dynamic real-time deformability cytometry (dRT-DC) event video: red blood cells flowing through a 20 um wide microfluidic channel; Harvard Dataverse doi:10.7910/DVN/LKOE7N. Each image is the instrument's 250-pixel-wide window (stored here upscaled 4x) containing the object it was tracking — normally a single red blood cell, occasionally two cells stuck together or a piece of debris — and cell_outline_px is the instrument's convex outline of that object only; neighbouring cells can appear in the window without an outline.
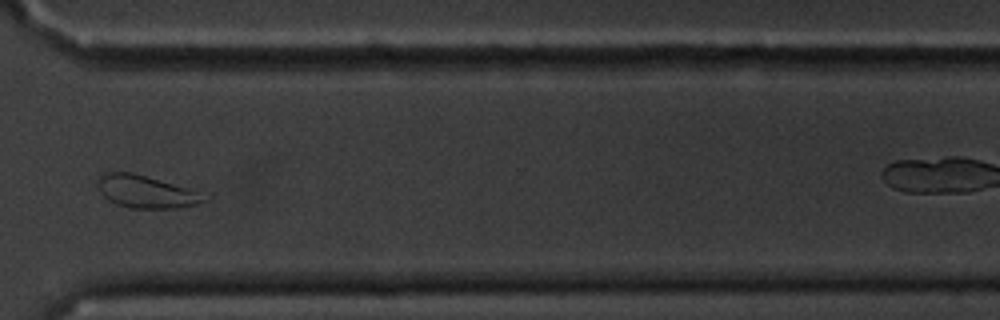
{"species": "common noctule bat (a hibernating species)", "species_latin": "Nyctalus noctula", "temperature_condition": "cold", "stored_images_in_passage": 15, "camera_frame_rate_fps": 3000, "um_per_image_px": 0.085, "animal": {"sex": "male", "body_mass_g": 20.1, "forearm_length_mm": 53.5}, "frame": {"image": 1, "passage_image": 11, "time_ms": 11.667, "image_size_px": [1000, 320], "cell_outline_px": [[212, 196], [208, 200], [196, 204], [176, 208], [128, 208], [116, 204], [108, 200], [100, 192], [96, 180], [100, 172], [132, 172], [188, 188]], "centroid_in_image_um": [12.4, 16.29], "position_along_channel_um": 358.2, "area_um2": 20.4}, "authors_computed_cell_mechanics": {"area_um2": 20.0566, "velocity_mm_per_s": 3.4281, "shape_relaxation_time_tau1_ms": 3.4739, "shape_relaxation_time_tau2_ms": 1.8553, "deformation_change_tau1": 0.1078, "deformation_change_tau2": 0.093}}